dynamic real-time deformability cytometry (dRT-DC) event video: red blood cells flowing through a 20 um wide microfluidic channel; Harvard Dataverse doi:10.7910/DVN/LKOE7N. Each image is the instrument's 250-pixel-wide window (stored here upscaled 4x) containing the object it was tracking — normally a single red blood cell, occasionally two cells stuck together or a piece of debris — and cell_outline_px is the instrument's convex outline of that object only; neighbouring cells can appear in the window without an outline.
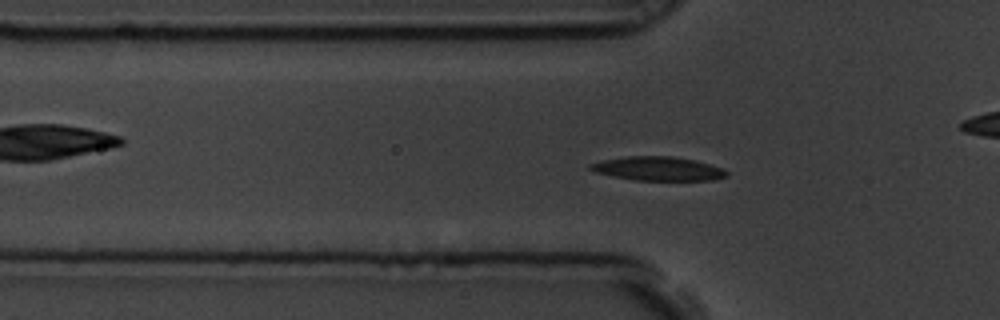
{"species": "common noctule bat (a hibernating species)", "species_latin": "Nyctalus noctula", "temperature_condition": "room temperature", "stored_images_in_passage": 59, "camera_frame_rate_fps": 3000, "um_per_image_px": 0.085, "animal": {"sex": "male", "body_mass_g": 19.5, "forearm_length_mm": 54.6}, "frame": {"image": 1, "passage_image": 19, "time_ms": 6.0, "image_size_px": [1000, 320], "cell_outline_px": [[728, 176], [712, 180], [636, 180], [612, 176], [596, 172], [588, 168], [588, 164], [600, 160], [628, 156], [672, 156], [692, 160], [724, 168], [728, 172]], "centroid_in_image_um": [55.91, 14.33], "position_along_channel_um": 69.9, "area_um2": 18.96}}
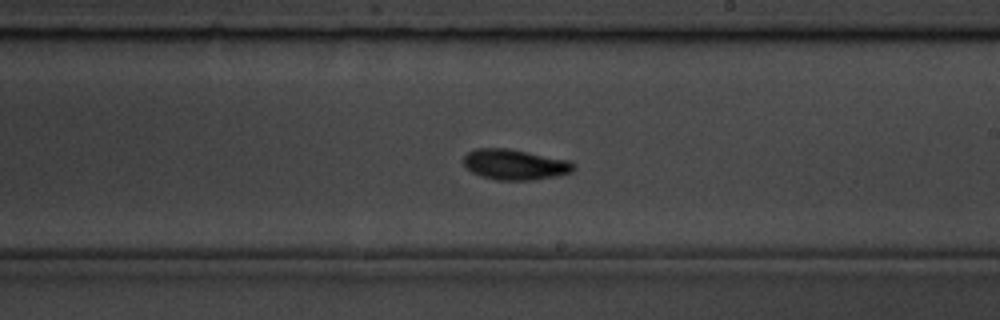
{"frame": {"image": 2, "passage_image": 34, "time_ms": 11.0, "image_size_px": [1000, 320], "cell_outline_px": [[576, 168], [572, 172], [556, 176], [532, 180], [496, 180], [480, 176], [472, 172], [464, 164], [464, 156], [468, 152], [476, 148], [508, 148], [572, 160], [576, 164]], "centroid_in_image_um": [43.82, 13.98], "position_along_channel_um": 245.2, "area_um2": 19.83}}
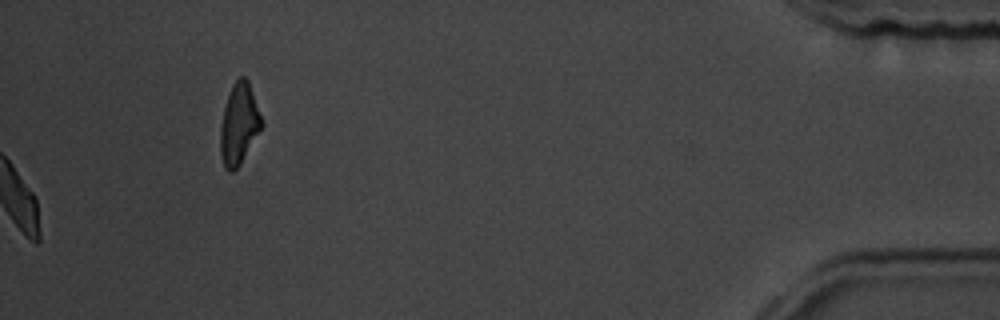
{"frame": {"image": 3, "passage_image": 59, "time_ms": 19.333, "image_size_px": [1000, 320], "cell_outline_px": [[264, 124], [240, 164], [232, 172], [228, 172], [224, 168], [220, 156], [220, 128], [224, 108], [232, 84], [240, 76], [244, 76], [248, 80]], "centroid_in_image_um": [20.31, 10.56], "position_along_channel_um": 414.9, "area_um2": 19.42}, "authors_computed_cell_mechanics": {"area_um2": 18.3226, "velocity_mm_per_s": 3.5121, "shape_relaxation_time_tau1_ms": 2.7932, "shape_relaxation_time_tau2_ms": 7.0821, "deformation_change_tau1": 0.1413, "deformation_change_tau2": 0.1104}}